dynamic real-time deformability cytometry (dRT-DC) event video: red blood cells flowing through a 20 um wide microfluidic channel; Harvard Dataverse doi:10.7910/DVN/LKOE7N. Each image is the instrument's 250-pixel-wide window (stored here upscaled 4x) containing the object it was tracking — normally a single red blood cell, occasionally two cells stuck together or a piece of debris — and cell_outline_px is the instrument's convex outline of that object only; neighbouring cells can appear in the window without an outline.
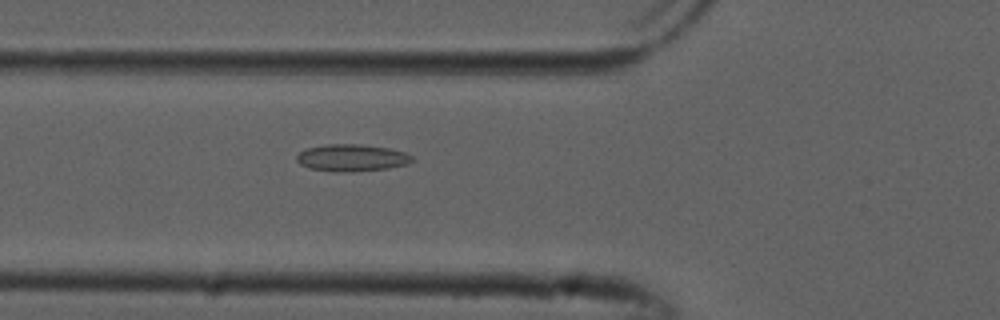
{"species": "common noctule bat (a hibernating species)", "species_latin": "Nyctalus noctula", "temperature_condition": "cold", "stored_images_in_passage": 43, "camera_frame_rate_fps": 3000, "um_per_image_px": 0.085, "animal": {"sex": "male", "forearm_length_mm": 52.5}, "frame": {"image": 1, "passage_image": 19, "time_ms": 6.0, "image_size_px": [1000, 320], "cell_outline_px": [[412, 160], [404, 164], [388, 168], [352, 172], [336, 172], [308, 168], [300, 164], [296, 160], [296, 156], [300, 152], [308, 148], [324, 144], [360, 144], [388, 148], [404, 152], [412, 156]], "centroid_in_image_um": [29.85, 13.41], "position_along_channel_um": 96.0, "area_um2": 18.09}}
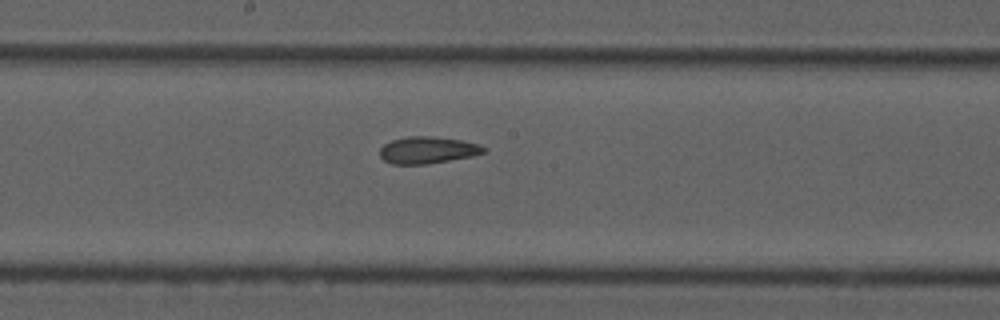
{"frame": {"image": 2, "passage_image": 28, "time_ms": 9.0, "image_size_px": [1000, 320], "cell_outline_px": [[488, 148], [484, 152], [472, 156], [428, 164], [392, 164], [384, 160], [380, 156], [380, 148], [384, 144], [392, 140], [408, 136], [428, 136], [460, 140], [480, 144]], "centroid_in_image_um": [36.35, 12.76], "position_along_channel_um": 211.9, "area_um2": 16.24}}
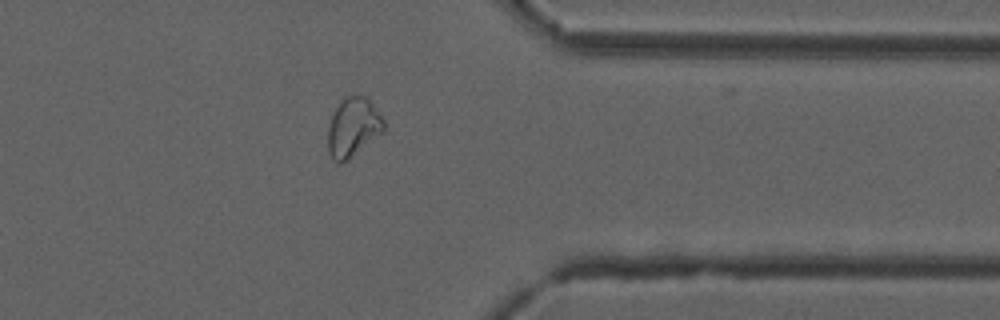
{"frame": {"image": 3, "passage_image": 42, "time_ms": 13.667, "image_size_px": [1000, 320], "cell_outline_px": [[384, 132], [348, 160], [340, 164], [336, 164], [332, 160], [328, 152], [328, 128], [332, 116], [336, 108], [348, 96], [368, 96], [384, 120]], "centroid_in_image_um": [30.03, 10.87], "position_along_channel_um": 381.4, "area_um2": 19.31}}